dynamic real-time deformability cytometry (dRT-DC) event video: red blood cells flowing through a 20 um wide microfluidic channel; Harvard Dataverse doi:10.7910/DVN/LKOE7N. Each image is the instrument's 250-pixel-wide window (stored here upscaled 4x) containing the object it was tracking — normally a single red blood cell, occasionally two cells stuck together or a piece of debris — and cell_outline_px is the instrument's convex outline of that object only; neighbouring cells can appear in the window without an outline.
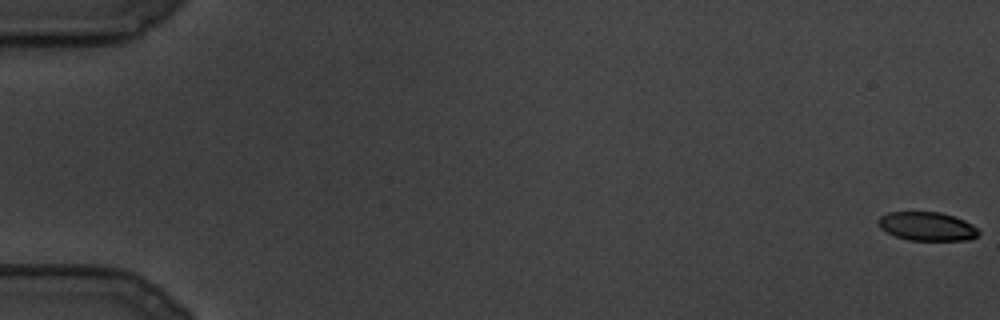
{"species": "common noctule bat (a hibernating species)", "species_latin": "Nyctalus noctula", "temperature_condition": "cold", "stored_images_in_passage": 108, "camera_frame_rate_fps": 3000, "um_per_image_px": 0.085, "animal": {"sex": "male", "body_mass_g": 19.5, "forearm_length_mm": 54.6}, "frame": {"image": 1, "passage_image": 1, "time_ms": 0.0, "image_size_px": [1000, 320], "cell_outline_px": [[980, 236], [972, 240], [908, 240], [896, 236], [880, 228], [876, 220], [880, 216], [888, 212], [940, 212], [964, 220], [972, 224], [980, 232]], "centroid_in_image_um": [78.82, 19.24], "position_along_channel_um": 6.2, "area_um2": 16.88}}
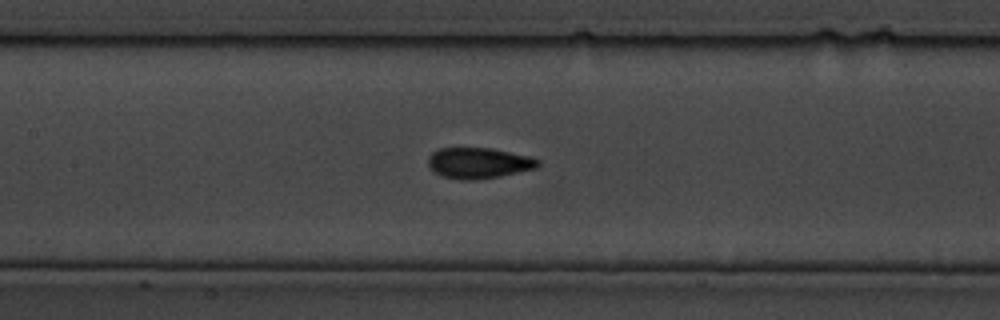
{"frame": {"image": 2, "passage_image": 57, "time_ms": 18.667, "image_size_px": [1000, 320], "cell_outline_px": [[540, 164], [536, 168], [500, 176], [476, 180], [460, 180], [444, 176], [436, 172], [428, 164], [428, 156], [436, 148], [492, 148], [528, 156], [540, 160]], "centroid_in_image_um": [40.68, 13.85], "position_along_channel_um": 166.7, "area_um2": 19.65}}
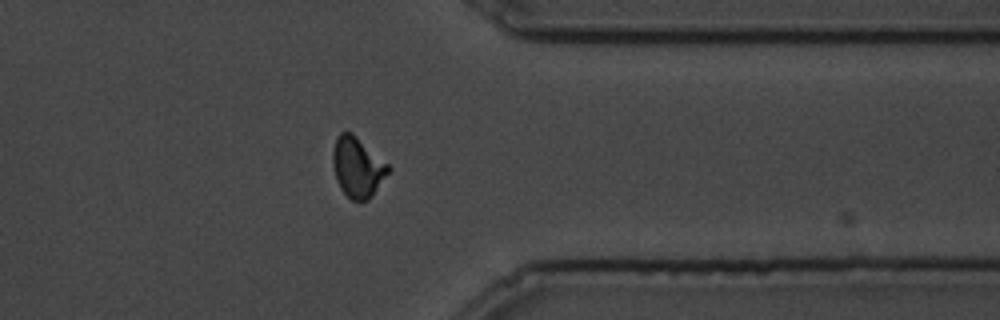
{"frame": {"image": 3, "passage_image": 95, "time_ms": 31.333, "image_size_px": [1000, 320], "cell_outline_px": [[392, 168], [372, 196], [368, 200], [360, 204], [352, 200], [340, 188], [336, 180], [332, 164], [332, 152], [336, 136], [340, 132], [352, 132], [388, 164]], "centroid_in_image_um": [30.38, 14.23], "position_along_channel_um": 381.0, "area_um2": 19.71}}